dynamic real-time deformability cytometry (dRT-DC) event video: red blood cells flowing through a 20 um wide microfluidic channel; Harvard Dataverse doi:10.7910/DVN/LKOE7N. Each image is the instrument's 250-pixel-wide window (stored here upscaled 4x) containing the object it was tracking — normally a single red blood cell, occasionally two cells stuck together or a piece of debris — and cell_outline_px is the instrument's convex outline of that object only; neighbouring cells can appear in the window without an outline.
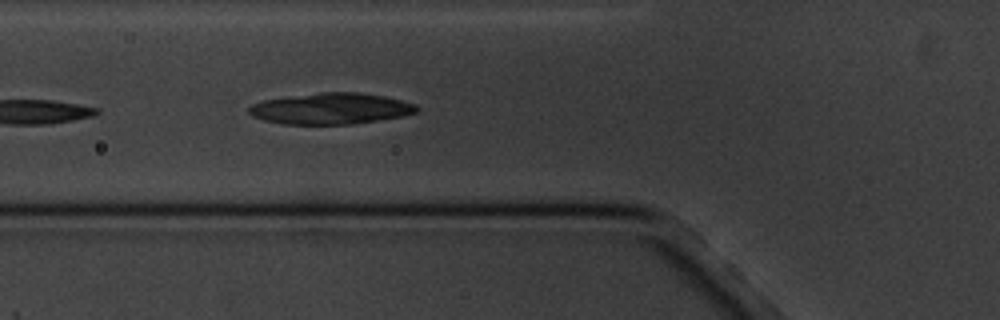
{"species": "common noctule bat (a hibernating species)", "species_latin": "Nyctalus noctula", "temperature_condition": "cold", "stored_images_in_passage": 4, "camera_frame_rate_fps": 3000, "um_per_image_px": 0.085, "animal": {"sex": "male", "body_mass_g": 20.1, "forearm_length_mm": 53.5}, "frame": {"image": 1, "passage_image": 4, "time_ms": 3.333, "image_size_px": [1000, 320], "cell_outline_px": [[420, 108], [416, 112], [404, 116], [352, 124], [284, 124], [264, 120], [252, 116], [248, 112], [248, 108], [252, 104], [264, 100], [320, 92], [356, 92], [384, 96], [416, 104]], "centroid_in_image_um": [28.13, 9.23], "position_along_channel_um": 97.7, "area_um2": 30.35}}